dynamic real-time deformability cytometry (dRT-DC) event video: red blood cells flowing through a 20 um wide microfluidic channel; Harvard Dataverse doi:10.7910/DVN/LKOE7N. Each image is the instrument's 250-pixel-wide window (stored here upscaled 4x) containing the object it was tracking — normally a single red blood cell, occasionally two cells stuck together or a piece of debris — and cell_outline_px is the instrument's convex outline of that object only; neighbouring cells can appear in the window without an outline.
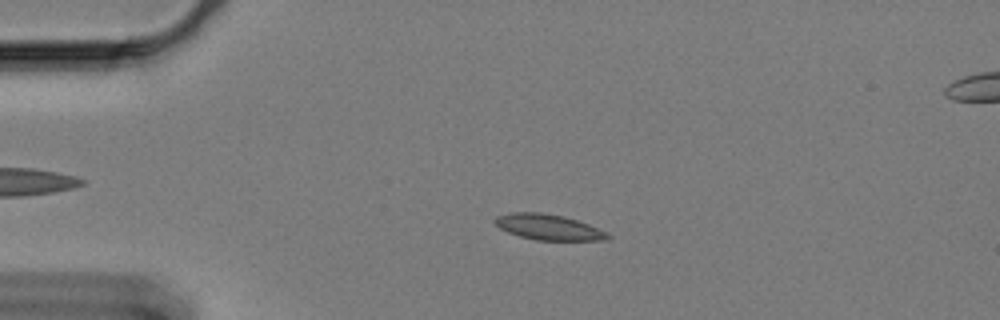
{"species": "Egyptian fruit bat (a non-hibernating species)", "species_latin": "Rousettus aegyptiacus", "temperature_condition": "cold", "stored_images_in_passage": 60, "camera_frame_rate_fps": 3000, "um_per_image_px": 0.085, "animal": {"sex": "female"}, "frame": {"image": 1, "passage_image": 13, "time_ms": 4.0, "image_size_px": [1000, 320], "cell_outline_px": [[612, 236], [608, 240], [536, 240], [520, 236], [508, 232], [500, 228], [492, 220], [496, 216], [512, 212], [540, 212], [564, 216], [588, 224], [608, 232]], "centroid_in_image_um": [46.63, 19.3], "position_along_channel_um": 38.4, "area_um2": 16.88}}
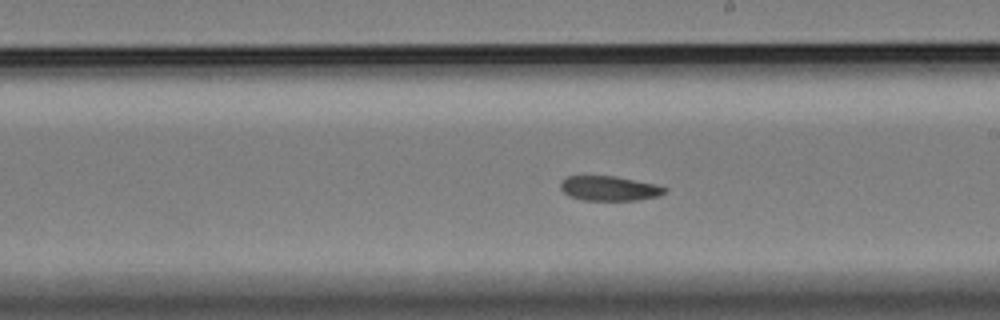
{"frame": {"image": 2, "passage_image": 34, "time_ms": 11.0, "image_size_px": [1000, 320], "cell_outline_px": [[668, 192], [660, 196], [636, 200], [584, 200], [568, 196], [560, 188], [560, 180], [564, 176], [616, 176], [656, 184], [668, 188]], "centroid_in_image_um": [51.8, 16.01], "position_along_channel_um": 237.2, "area_um2": 15.26}}
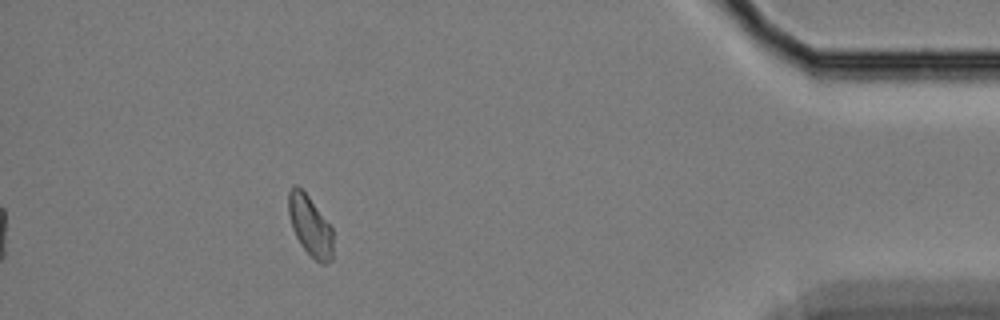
{"frame": {"image": 3, "passage_image": 54, "time_ms": 17.667, "image_size_px": [1000, 320], "cell_outline_px": [[332, 260], [324, 264], [320, 264], [300, 244], [292, 228], [288, 212], [288, 192], [296, 184], [308, 196], [332, 228]], "centroid_in_image_um": [26.35, 19.2], "position_along_channel_um": 408.9, "area_um2": 15.37}, "authors_computed_cell_mechanics": {"area_um2": 16.0684, "velocity_mm_per_s": 3.3142, "shape_relaxation_time_tau1_ms": 9.509, "shape_relaxation_time_tau2_ms": null, "deformation_change_tau1": 0.1175, "deformation_change_tau2": null}}